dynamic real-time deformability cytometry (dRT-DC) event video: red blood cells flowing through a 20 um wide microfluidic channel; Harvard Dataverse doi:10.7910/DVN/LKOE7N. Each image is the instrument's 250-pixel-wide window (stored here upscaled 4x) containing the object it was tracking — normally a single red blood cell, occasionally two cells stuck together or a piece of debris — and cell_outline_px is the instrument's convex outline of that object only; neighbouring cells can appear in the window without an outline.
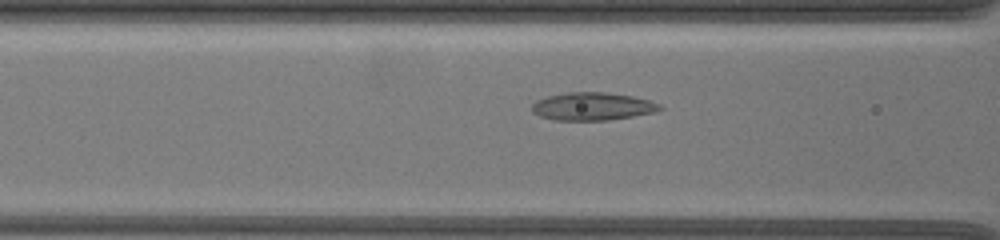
{"species": "common noctule bat (a hibernating species)", "species_latin": "Nyctalus noctula", "temperature_condition": "warm", "stored_images_in_passage": 52, "camera_frame_rate_fps": 3000, "um_per_image_px": 0.085, "animal": {"sex": "female", "body_mass_g": 19.5, "forearm_length_mm": 54.1}, "frame": {"image": 1, "passage_image": 24, "time_ms": 7.667, "image_size_px": [1000, 240], "cell_outline_px": [[664, 108], [656, 112], [608, 120], [556, 120], [540, 116], [532, 112], [532, 104], [536, 100], [548, 96], [568, 92], [604, 92], [632, 96], [648, 100], [660, 104]], "centroid_in_image_um": [50.36, 9.04], "position_along_channel_um": 116.2, "area_um2": 20.69}}
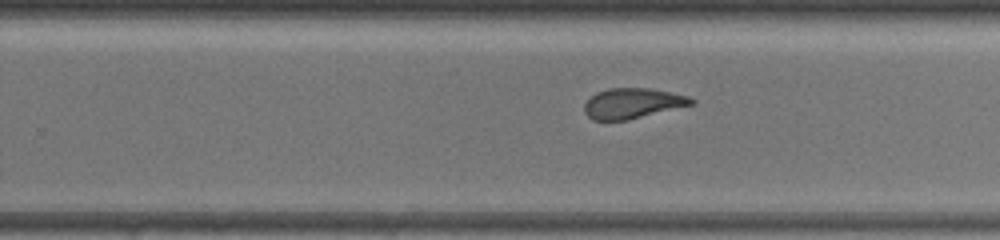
{"frame": {"image": 2, "passage_image": 38, "time_ms": 12.333, "image_size_px": [1000, 240], "cell_outline_px": [[696, 104], [628, 120], [592, 120], [584, 112], [584, 104], [596, 92], [608, 88], [652, 88], [688, 96], [696, 100]], "centroid_in_image_um": [53.8, 8.78], "position_along_channel_um": 276.0, "area_um2": 19.07}}
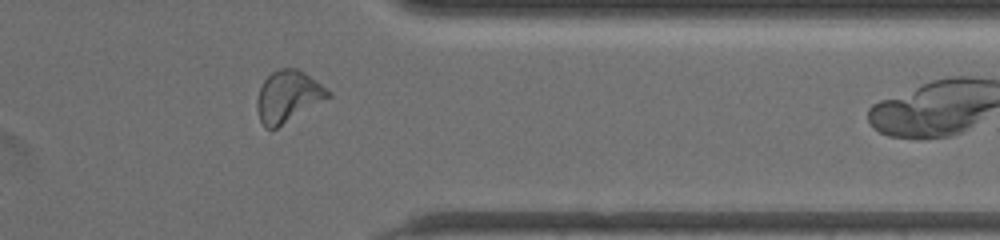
{"frame": {"image": 3, "passage_image": 48, "time_ms": 15.667, "image_size_px": [1000, 240], "cell_outline_px": [[332, 96], [276, 128], [264, 128], [260, 120], [256, 108], [256, 100], [260, 88], [264, 80], [272, 72], [280, 68], [296, 68], [304, 72], [332, 92]], "centroid_in_image_um": [24.48, 8.19], "position_along_channel_um": 386.9, "area_um2": 21.21}}